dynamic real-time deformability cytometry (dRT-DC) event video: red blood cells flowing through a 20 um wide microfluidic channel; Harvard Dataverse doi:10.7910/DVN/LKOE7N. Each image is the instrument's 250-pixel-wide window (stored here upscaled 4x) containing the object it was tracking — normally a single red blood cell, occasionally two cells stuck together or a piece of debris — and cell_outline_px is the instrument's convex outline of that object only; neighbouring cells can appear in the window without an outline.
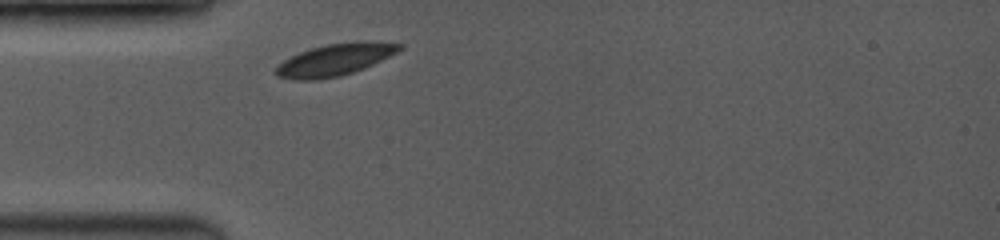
{"species": "common noctule bat (a hibernating species)", "species_latin": "Nyctalus noctula", "temperature_condition": "room temperature", "stored_images_in_passage": 1, "camera_frame_rate_fps": 3500, "um_per_image_px": 0.085, "animal": {"sex": "female", "body_mass_g": 19.0, "forearm_length_mm": 53.3}, "frame": {"image": 1, "passage_image": 1, "time_ms": 0.0, "image_size_px": [1000, 240], "cell_outline_px": [[404, 48], [372, 64], [352, 72], [340, 76], [312, 80], [296, 80], [276, 76], [276, 68], [284, 60], [300, 52], [312, 48], [328, 44], [356, 40], [368, 40], [404, 44]], "centroid_in_image_um": [28.5, 5.05], "position_along_channel_um": 56.5, "area_um2": 22.77}}